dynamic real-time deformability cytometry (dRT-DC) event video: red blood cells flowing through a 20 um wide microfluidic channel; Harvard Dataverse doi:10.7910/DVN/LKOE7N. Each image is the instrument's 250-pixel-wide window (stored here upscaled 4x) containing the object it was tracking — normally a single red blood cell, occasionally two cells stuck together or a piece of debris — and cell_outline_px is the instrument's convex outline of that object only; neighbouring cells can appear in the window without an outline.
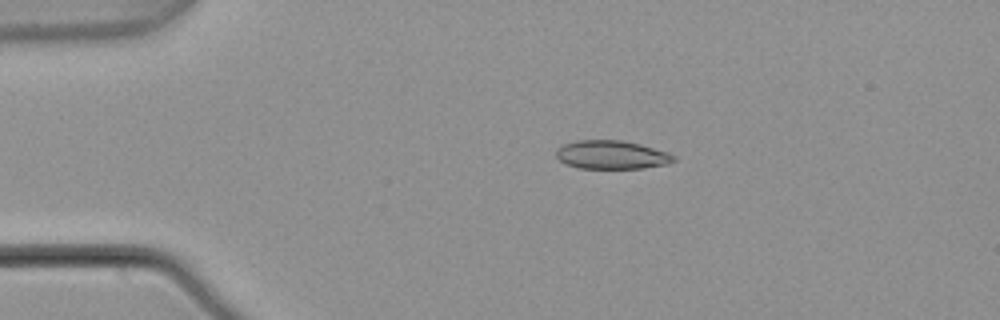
{"species": "common noctule bat (a hibernating species)", "species_latin": "Nyctalus noctula", "temperature_condition": "warm", "stored_images_in_passage": 5, "camera_frame_rate_fps": 3000, "um_per_image_px": 0.085, "animal": {"sex": "male", "body_mass_g": 21.5, "forearm_length_mm": 52.0}, "frame": {"image": 1, "passage_image": 3, "time_ms": 0.667, "image_size_px": [1000, 320], "cell_outline_px": [[676, 160], [668, 164], [640, 168], [580, 168], [564, 164], [556, 156], [556, 148], [564, 144], [576, 140], [624, 140], [640, 144], [668, 152], [676, 156]], "centroid_in_image_um": [51.98, 13.15], "position_along_channel_um": 33.0, "area_um2": 19.65}}
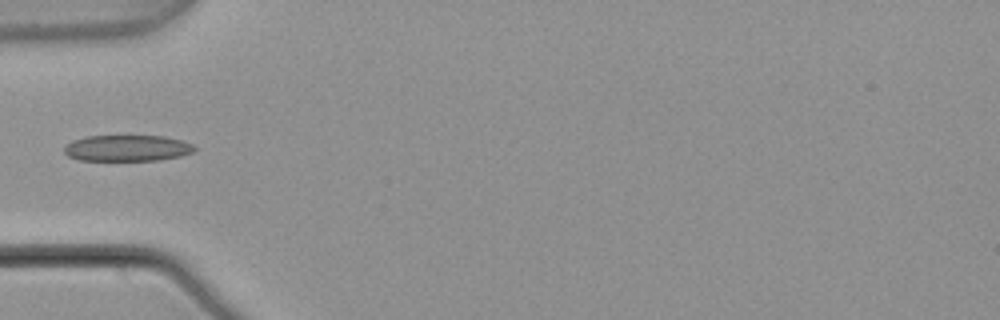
{"frame": {"image": 2, "passage_image": 5, "time_ms": 1.333, "image_size_px": [1000, 320], "cell_outline_px": [[196, 148], [192, 152], [180, 156], [160, 160], [76, 160], [68, 156], [64, 152], [64, 148], [72, 140], [88, 136], [164, 136], [184, 140], [192, 144]], "centroid_in_image_um": [10.82, 12.59], "position_along_channel_um": 74.2, "area_um2": 19.88}}